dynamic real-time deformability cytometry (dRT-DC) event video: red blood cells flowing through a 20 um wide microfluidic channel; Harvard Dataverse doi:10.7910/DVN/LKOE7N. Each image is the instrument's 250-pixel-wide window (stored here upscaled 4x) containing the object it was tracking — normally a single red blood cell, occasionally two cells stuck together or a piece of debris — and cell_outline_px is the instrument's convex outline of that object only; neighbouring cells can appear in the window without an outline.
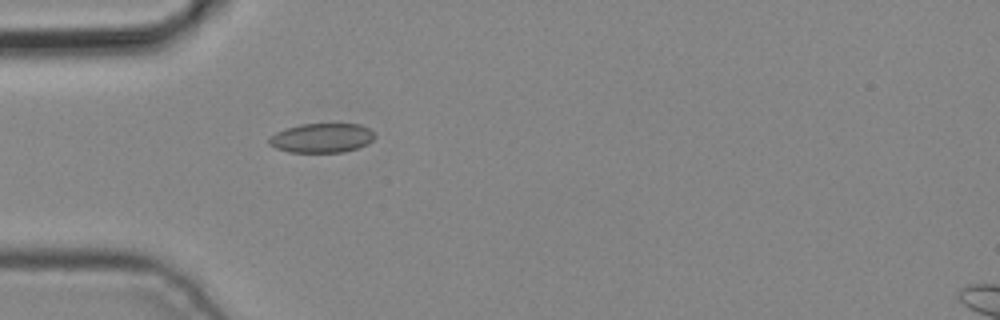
{"species": "common noctule bat (a hibernating species)", "species_latin": "Nyctalus noctula", "temperature_condition": "cold", "stored_images_in_passage": 3, "camera_frame_rate_fps": 3000, "um_per_image_px": 0.085, "animal": {"sex": "male", "body_mass_g": 19.2, "forearm_length_mm": 51.8}, "frame": {"image": 1, "passage_image": 2, "time_ms": 0.333, "image_size_px": [1000, 320], "cell_outline_px": [[376, 136], [368, 144], [344, 152], [288, 152], [276, 148], [268, 144], [268, 140], [276, 132], [300, 124], [360, 124], [368, 128]], "centroid_in_image_um": [27.35, 11.73], "position_along_channel_um": 57.6, "area_um2": 17.98}}